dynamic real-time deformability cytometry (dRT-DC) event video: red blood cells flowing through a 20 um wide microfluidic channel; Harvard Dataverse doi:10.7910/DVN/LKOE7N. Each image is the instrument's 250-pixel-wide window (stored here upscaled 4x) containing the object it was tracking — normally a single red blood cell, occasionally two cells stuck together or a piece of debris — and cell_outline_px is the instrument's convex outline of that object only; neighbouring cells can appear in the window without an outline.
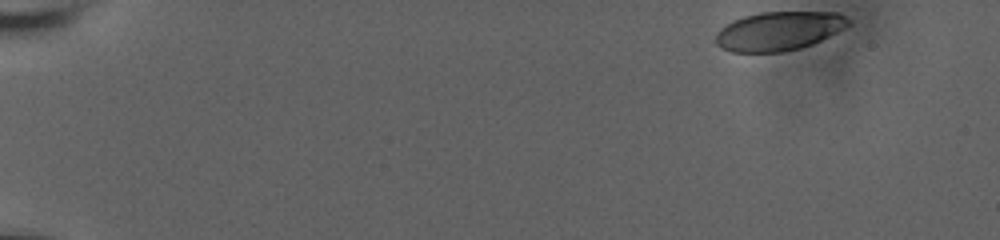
{"species": "human", "species_latin": "Homo sapiens", "temperature_condition": "room temperature", "stored_images_in_passage": 54, "camera_frame_rate_fps": 3000, "um_per_image_px": 0.085, "donor": {"sex": "male"}, "frame": {"image": 1, "passage_image": 1, "time_ms": 0.0, "image_size_px": [1000, 240], "cell_outline_px": [[852, 24], [812, 44], [800, 48], [784, 52], [732, 52], [720, 48], [716, 44], [716, 32], [720, 28], [732, 20], [744, 16], [760, 12], [836, 12], [844, 16]], "centroid_in_image_um": [66.16, 2.64], "position_along_channel_um": 18.8, "area_um2": 30.11}}
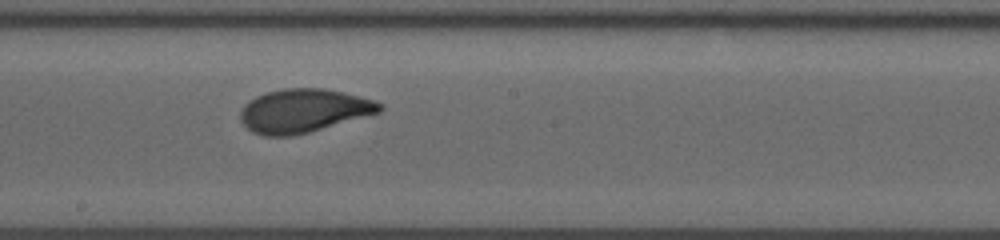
{"frame": {"image": 2, "passage_image": 30, "time_ms": 9.667, "image_size_px": [1000, 240], "cell_outline_px": [[384, 108], [380, 112], [308, 132], [288, 136], [264, 136], [252, 132], [240, 120], [240, 108], [248, 100], [264, 92], [284, 88], [324, 88], [344, 92], [372, 100], [384, 104]], "centroid_in_image_um": [25.76, 9.4], "position_along_channel_um": 222.4, "area_um2": 35.32}}
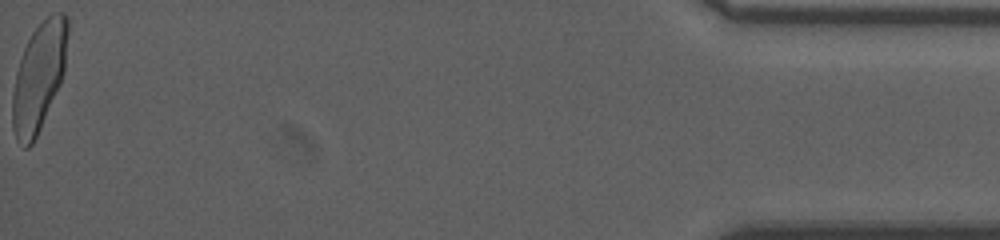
{"frame": {"image": 3, "passage_image": 54, "time_ms": 17.667, "image_size_px": [1000, 240], "cell_outline_px": [[68, 32], [64, 72], [60, 84], [40, 128], [32, 144], [28, 148], [24, 148], [16, 136], [12, 128], [12, 92], [16, 72], [24, 48], [32, 32], [52, 12], [64, 12], [68, 16]], "centroid_in_image_um": [3.31, 6.5], "position_along_channel_um": 431.9, "area_um2": 34.68}, "authors_computed_cell_mechanics": {"area_um2": 34.0731, "velocity_mm_per_s": 3.6993, "shape_relaxation_time_tau1_ms": 3.1916, "shape_relaxation_time_tau2_ms": 1.0493, "deformation_change_tau1": 0.1498, "deformation_change_tau2": 0.0527}}